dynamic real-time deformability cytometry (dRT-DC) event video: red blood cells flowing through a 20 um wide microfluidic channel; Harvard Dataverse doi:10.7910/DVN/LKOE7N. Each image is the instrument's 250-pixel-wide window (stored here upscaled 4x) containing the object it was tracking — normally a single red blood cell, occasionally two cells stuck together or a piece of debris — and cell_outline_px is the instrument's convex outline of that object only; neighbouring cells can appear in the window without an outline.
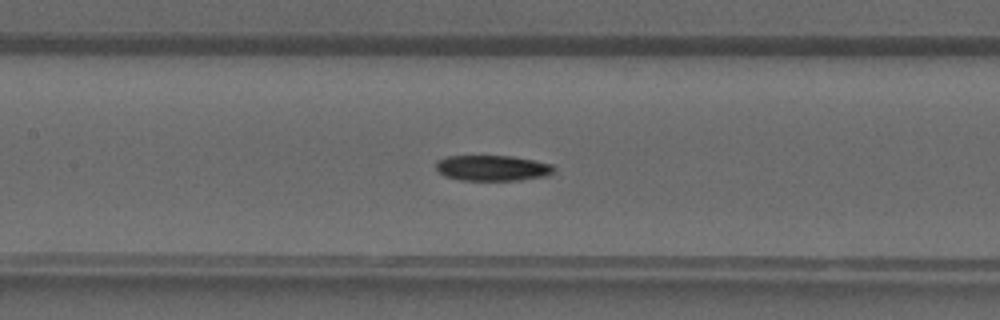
{"species": "common noctule bat (a hibernating species)", "species_latin": "Nyctalus noctula", "temperature_condition": "warm", "stored_images_in_passage": 30, "camera_frame_rate_fps": 3000, "um_per_image_px": 0.085, "animal": {"sex": "male", "forearm_length_mm": 52.5}, "frame": {"image": 1, "passage_image": 13, "time_ms": 4.0, "image_size_px": [1000, 320], "cell_outline_px": [[556, 168], [548, 176], [520, 180], [460, 180], [444, 176], [436, 168], [436, 160], [448, 156], [512, 156], [536, 160], [552, 164]], "centroid_in_image_um": [41.88, 14.28], "position_along_channel_um": 165.5, "area_um2": 17.74}}
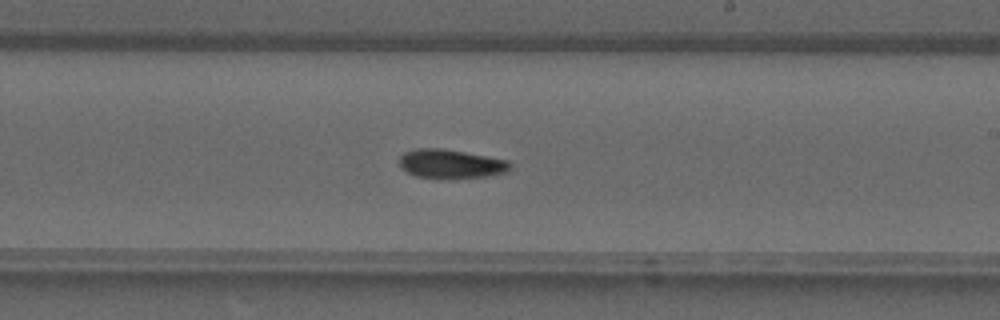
{"frame": {"image": 2, "passage_image": 18, "time_ms": 5.667, "image_size_px": [1000, 320], "cell_outline_px": [[512, 164], [508, 172], [484, 176], [416, 176], [400, 168], [400, 156], [404, 152], [416, 148], [444, 148], [508, 160]], "centroid_in_image_um": [38.32, 13.88], "position_along_channel_um": 250.7, "area_um2": 18.09}}
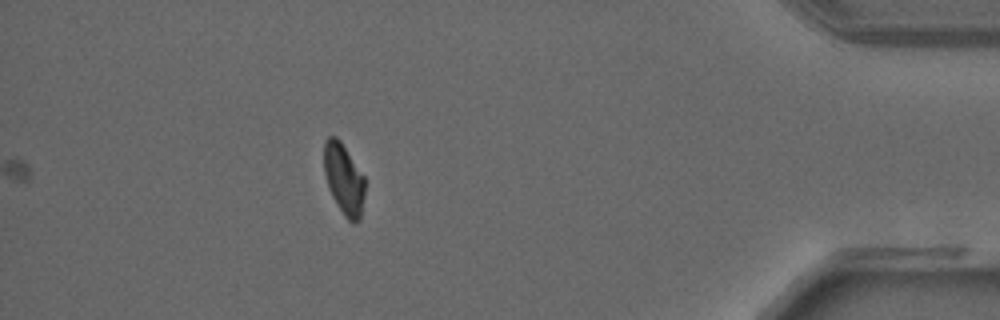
{"frame": {"image": 3, "passage_image": 30, "time_ms": 9.667, "image_size_px": [1000, 320], "cell_outline_px": [[364, 196], [360, 220], [352, 224], [344, 216], [336, 204], [328, 188], [324, 172], [324, 140], [328, 136], [336, 136], [340, 140], [364, 176]], "centroid_in_image_um": [29.21, 15.23], "position_along_channel_um": 406.0, "area_um2": 16.99}}